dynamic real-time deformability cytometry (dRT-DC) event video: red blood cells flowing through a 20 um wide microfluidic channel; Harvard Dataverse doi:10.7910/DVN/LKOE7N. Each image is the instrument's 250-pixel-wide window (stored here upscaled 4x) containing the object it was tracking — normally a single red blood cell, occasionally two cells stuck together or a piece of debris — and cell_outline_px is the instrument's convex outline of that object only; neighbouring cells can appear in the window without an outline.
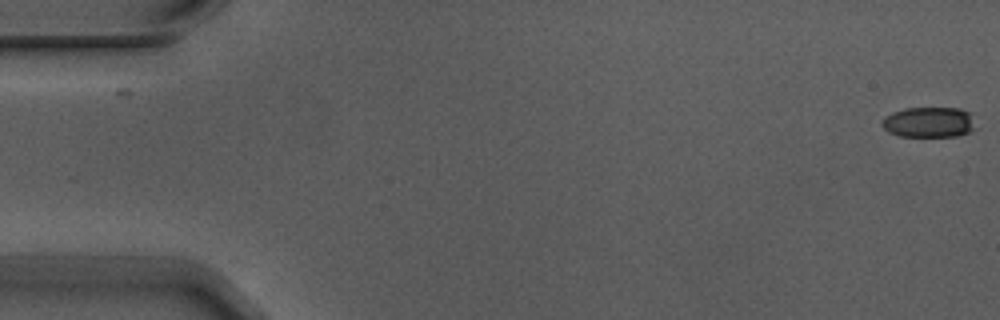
{"species": "Egyptian fruit bat (a non-hibernating species)", "species_latin": "Rousettus aegyptiacus", "temperature_condition": "warm", "stored_images_in_passage": 4, "camera_frame_rate_fps": 3000, "um_per_image_px": 0.085, "animal": {"sex": "male"}, "frame": {"image": 1, "passage_image": 1, "time_ms": 0.0, "image_size_px": [1000, 320], "cell_outline_px": [[972, 128], [968, 132], [956, 136], [900, 136], [888, 132], [880, 124], [880, 120], [884, 116], [892, 112], [904, 108], [960, 108], [972, 112]], "centroid_in_image_um": [78.89, 10.37], "position_along_channel_um": 6.1, "area_um2": 16.65}}